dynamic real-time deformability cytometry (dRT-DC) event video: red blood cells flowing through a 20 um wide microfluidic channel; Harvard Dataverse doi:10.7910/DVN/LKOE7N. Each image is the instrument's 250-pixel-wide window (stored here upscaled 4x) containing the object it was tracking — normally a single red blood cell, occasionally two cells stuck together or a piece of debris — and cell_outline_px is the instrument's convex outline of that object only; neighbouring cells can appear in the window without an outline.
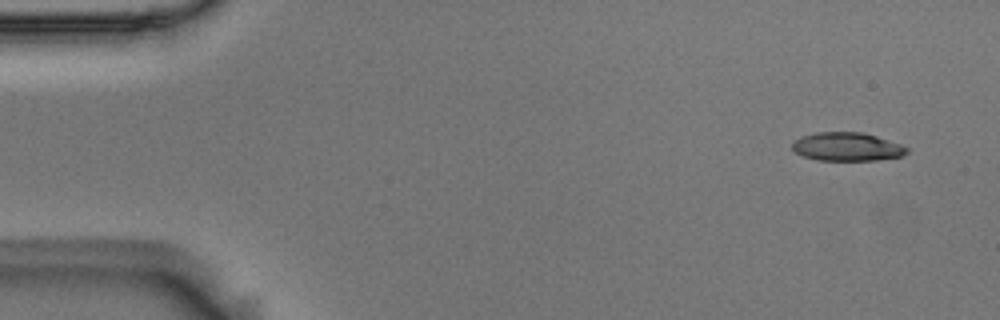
{"species": "Egyptian fruit bat (a non-hibernating species)", "species_latin": "Rousettus aegyptiacus", "temperature_condition": "room temperature", "stored_images_in_passage": 6, "camera_frame_rate_fps": 3000, "um_per_image_px": 0.085, "animal": {"sex": "male"}, "frame": {"image": 1, "passage_image": 2, "time_ms": 0.333, "image_size_px": [1000, 320], "cell_outline_px": [[908, 152], [900, 156], [876, 160], [820, 160], [804, 156], [796, 152], [792, 148], [792, 144], [800, 136], [816, 132], [860, 132], [876, 136], [900, 144], [908, 148]], "centroid_in_image_um": [71.98, 12.46], "position_along_channel_um": 13.0, "area_um2": 18.79}}